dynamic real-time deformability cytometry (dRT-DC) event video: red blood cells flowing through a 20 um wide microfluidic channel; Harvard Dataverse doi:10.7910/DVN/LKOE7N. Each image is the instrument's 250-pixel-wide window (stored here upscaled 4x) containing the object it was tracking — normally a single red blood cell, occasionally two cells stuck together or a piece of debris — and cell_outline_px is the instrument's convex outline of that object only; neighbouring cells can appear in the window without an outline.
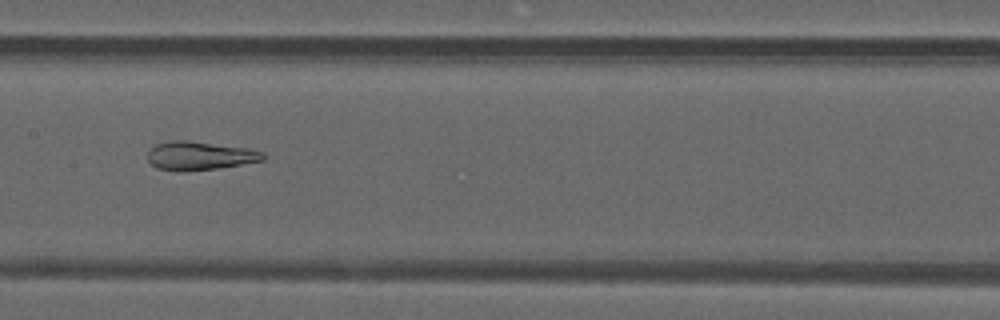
{"species": "common noctule bat (a hibernating species)", "species_latin": "Nyctalus noctula", "temperature_condition": "warm", "stored_images_in_passage": 43, "camera_frame_rate_fps": 3000, "um_per_image_px": 0.085, "animal": {"sex": "male", "forearm_length_mm": 52.5}, "frame": {"image": 1, "passage_image": 25, "time_ms": 8.0, "image_size_px": [1000, 320], "cell_outline_px": [[264, 160], [216, 168], [180, 172], [156, 168], [148, 160], [148, 152], [156, 144], [172, 140], [188, 140], [248, 148], [264, 152]], "centroid_in_image_um": [16.95, 13.23], "position_along_channel_um": 190.4, "area_um2": 19.13}}
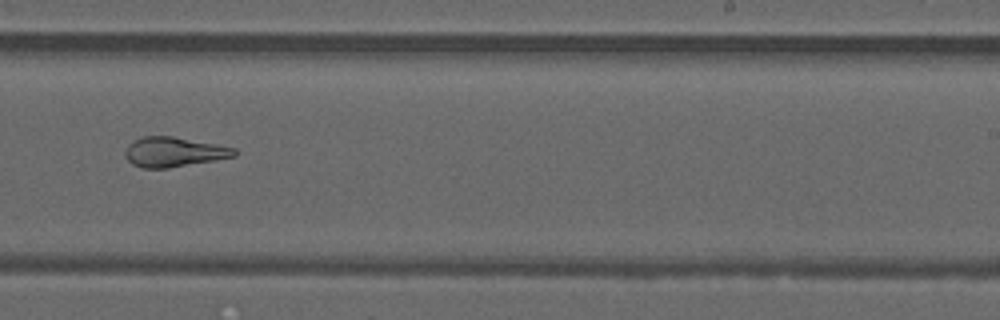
{"frame": {"image": 2, "passage_image": 31, "time_ms": 10.0, "image_size_px": [1000, 320], "cell_outline_px": [[236, 156], [216, 160], [168, 168], [140, 168], [132, 164], [124, 156], [124, 152], [128, 144], [132, 140], [144, 136], [172, 136], [216, 144], [236, 148]], "centroid_in_image_um": [14.74, 12.92], "position_along_channel_um": 274.3, "area_um2": 19.07}}
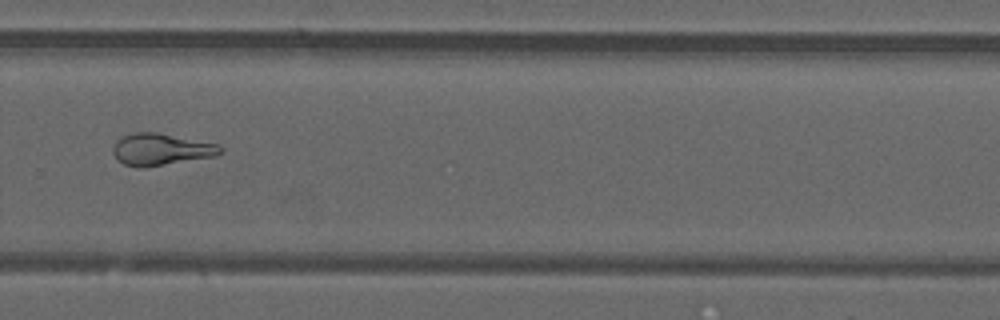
{"frame": {"image": 3, "passage_image": 34, "time_ms": 11.0, "image_size_px": [1000, 320], "cell_outline_px": [[224, 152], [216, 156], [140, 168], [124, 164], [116, 160], [112, 152], [112, 148], [116, 140], [132, 132], [156, 132], [220, 144], [224, 148]], "centroid_in_image_um": [13.69, 12.69], "position_along_channel_um": 316.1, "area_um2": 20.11}}